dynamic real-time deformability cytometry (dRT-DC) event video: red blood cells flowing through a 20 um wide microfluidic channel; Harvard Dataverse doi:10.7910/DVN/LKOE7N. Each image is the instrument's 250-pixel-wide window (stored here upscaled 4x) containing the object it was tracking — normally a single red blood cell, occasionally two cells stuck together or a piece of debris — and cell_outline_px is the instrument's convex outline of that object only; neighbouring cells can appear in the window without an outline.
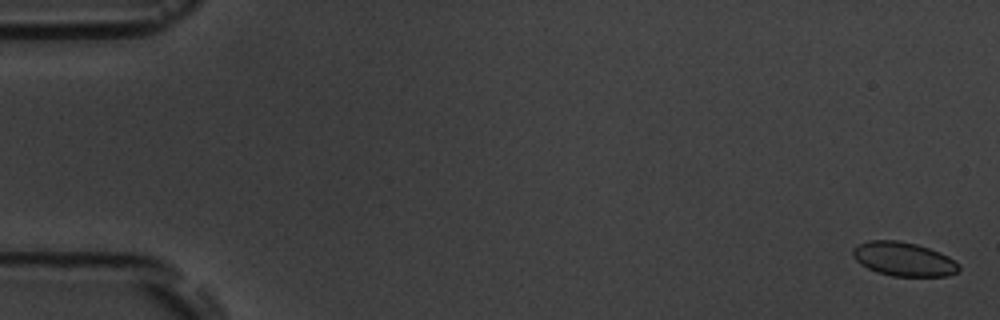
{"species": "common noctule bat (a hibernating species)", "species_latin": "Nyctalus noctula", "temperature_condition": "room temperature", "stored_images_in_passage": 9, "camera_frame_rate_fps": 3000, "um_per_image_px": 0.085, "animal": {"sex": "male", "body_mass_g": 19.5, "forearm_length_mm": 54.6}, "frame": {"image": 1, "passage_image": 1, "time_ms": 0.0, "image_size_px": [1000, 320], "cell_outline_px": [[960, 268], [956, 272], [948, 276], [892, 276], [876, 272], [860, 264], [852, 256], [852, 248], [868, 240], [900, 240], [916, 244], [940, 252], [948, 256], [960, 264]], "centroid_in_image_um": [76.8, 22.02], "position_along_channel_um": 8.2, "area_um2": 21.1}}
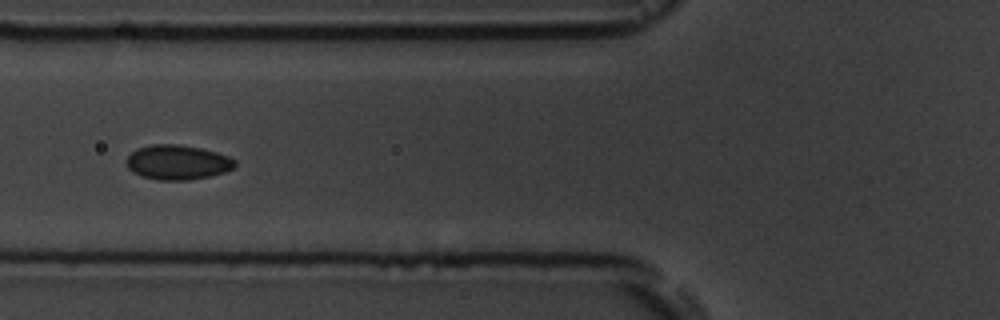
{"frame": {"image": 2, "passage_image": 7, "time_ms": 7.0, "image_size_px": [1000, 320], "cell_outline_px": [[236, 164], [232, 168], [224, 172], [208, 176], [188, 180], [156, 180], [132, 172], [128, 168], [124, 160], [136, 148], [152, 144], [176, 144], [200, 148], [216, 152], [228, 156], [236, 160]], "centroid_in_image_um": [15.05, 13.79], "position_along_channel_um": 110.7, "area_um2": 21.91}}
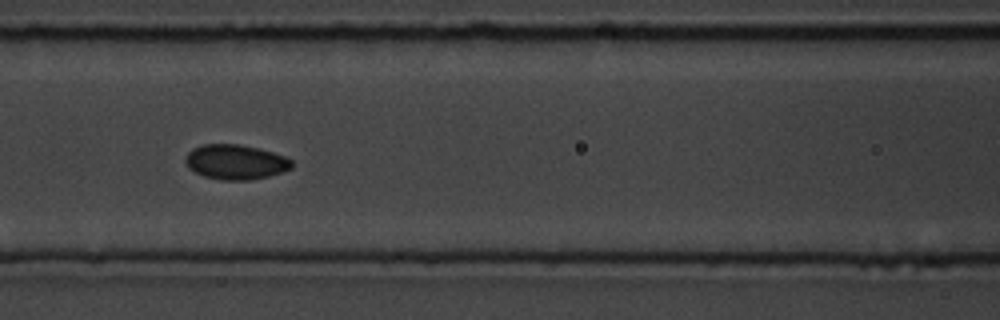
{"frame": {"image": 3, "passage_image": 8, "time_ms": 8.0, "image_size_px": [1000, 320], "cell_outline_px": [[292, 168], [284, 172], [268, 176], [248, 180], [220, 180], [204, 176], [188, 168], [184, 160], [188, 152], [192, 148], [204, 144], [240, 144], [272, 152], [284, 156], [292, 160]], "centroid_in_image_um": [20.01, 13.77], "position_along_channel_um": 146.6, "area_um2": 21.62}}